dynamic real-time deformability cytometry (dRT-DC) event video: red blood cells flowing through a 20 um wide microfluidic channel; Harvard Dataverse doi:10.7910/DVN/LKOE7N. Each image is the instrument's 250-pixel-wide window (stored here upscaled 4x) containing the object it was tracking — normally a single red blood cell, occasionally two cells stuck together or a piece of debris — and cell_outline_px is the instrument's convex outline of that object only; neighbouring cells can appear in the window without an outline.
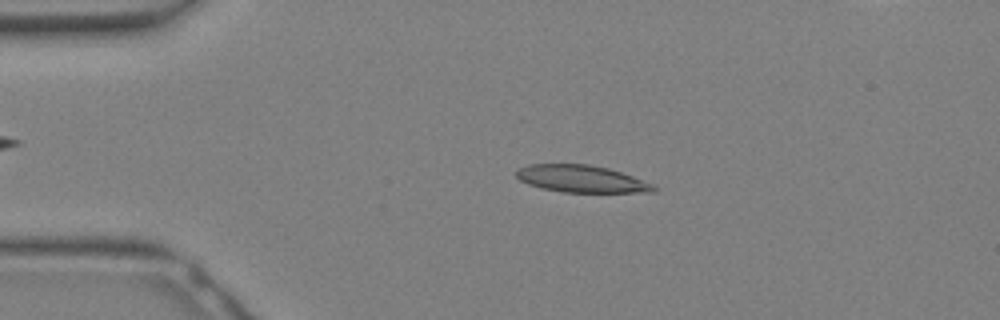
{"species": "Egyptian fruit bat (a non-hibernating species)", "species_latin": "Rousettus aegyptiacus", "temperature_condition": "warm", "stored_images_in_passage": 22, "camera_frame_rate_fps": 3000, "um_per_image_px": 0.085, "animal": {"sex": "female"}, "frame": {"image": 1, "passage_image": 6, "time_ms": 1.667, "image_size_px": [1000, 320], "cell_outline_px": [[656, 192], [564, 192], [540, 188], [528, 184], [520, 180], [516, 176], [516, 168], [528, 164], [588, 164], [608, 168], [656, 184]], "centroid_in_image_um": [49.41, 15.2], "position_along_channel_um": 35.6, "area_um2": 21.85}}
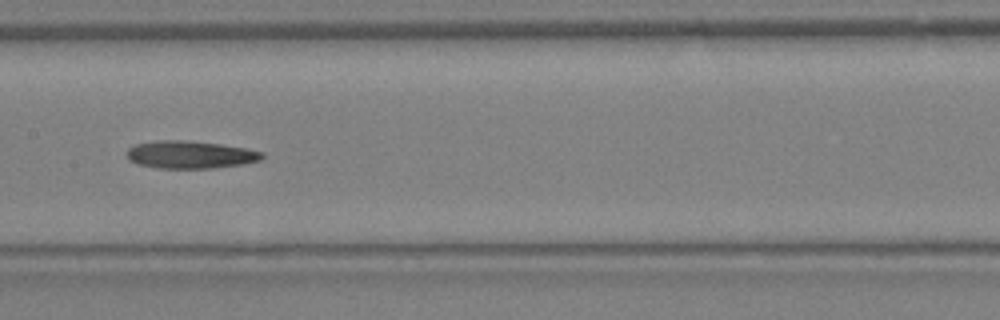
{"frame": {"image": 2, "passage_image": 15, "time_ms": 4.667, "image_size_px": [1000, 320], "cell_outline_px": [[264, 156], [260, 160], [244, 164], [216, 168], [156, 168], [136, 164], [128, 160], [128, 148], [136, 144], [160, 140], [180, 140], [220, 144], [248, 148], [264, 152]], "centroid_in_image_um": [16.19, 13.15], "position_along_channel_um": 191.2, "area_um2": 21.85}}
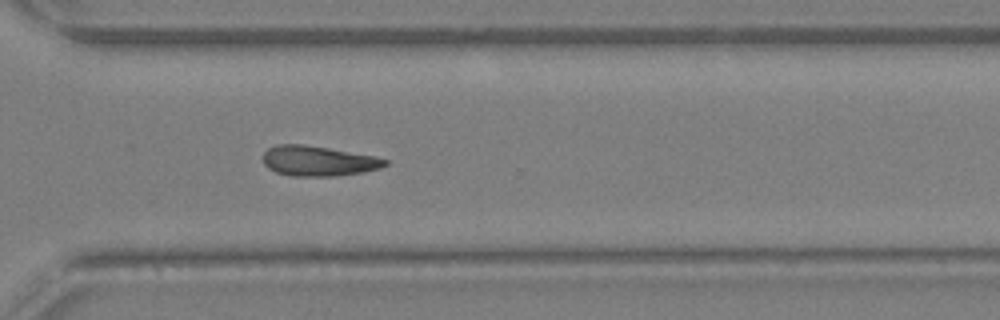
{"frame": {"image": 3, "passage_image": 22, "time_ms": 7.0, "image_size_px": [1000, 320], "cell_outline_px": [[388, 164], [380, 168], [360, 172], [332, 176], [292, 176], [276, 172], [268, 168], [264, 164], [264, 152], [268, 148], [276, 144], [304, 144], [376, 156], [388, 160]], "centroid_in_image_um": [27.04, 13.67], "position_along_channel_um": 343.6, "area_um2": 21.33}}